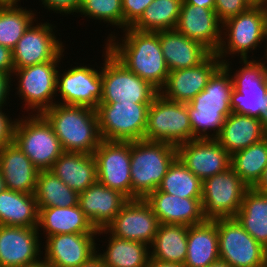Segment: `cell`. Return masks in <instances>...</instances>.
<instances>
[{
    "label": "cell",
    "instance_id": "cell-33",
    "mask_svg": "<svg viewBox=\"0 0 267 267\" xmlns=\"http://www.w3.org/2000/svg\"><path fill=\"white\" fill-rule=\"evenodd\" d=\"M235 218L245 231L267 249V194L249 188Z\"/></svg>",
    "mask_w": 267,
    "mask_h": 267
},
{
    "label": "cell",
    "instance_id": "cell-34",
    "mask_svg": "<svg viewBox=\"0 0 267 267\" xmlns=\"http://www.w3.org/2000/svg\"><path fill=\"white\" fill-rule=\"evenodd\" d=\"M106 250H98L105 267H147L149 246L143 242L121 239L108 234Z\"/></svg>",
    "mask_w": 267,
    "mask_h": 267
},
{
    "label": "cell",
    "instance_id": "cell-17",
    "mask_svg": "<svg viewBox=\"0 0 267 267\" xmlns=\"http://www.w3.org/2000/svg\"><path fill=\"white\" fill-rule=\"evenodd\" d=\"M93 156L97 181L131 200L130 142L102 140Z\"/></svg>",
    "mask_w": 267,
    "mask_h": 267
},
{
    "label": "cell",
    "instance_id": "cell-14",
    "mask_svg": "<svg viewBox=\"0 0 267 267\" xmlns=\"http://www.w3.org/2000/svg\"><path fill=\"white\" fill-rule=\"evenodd\" d=\"M36 22L31 23L12 50L14 69L64 58L65 46L55 36L56 26L49 21Z\"/></svg>",
    "mask_w": 267,
    "mask_h": 267
},
{
    "label": "cell",
    "instance_id": "cell-22",
    "mask_svg": "<svg viewBox=\"0 0 267 267\" xmlns=\"http://www.w3.org/2000/svg\"><path fill=\"white\" fill-rule=\"evenodd\" d=\"M175 30L216 53L221 43L222 22L215 10L182 4Z\"/></svg>",
    "mask_w": 267,
    "mask_h": 267
},
{
    "label": "cell",
    "instance_id": "cell-46",
    "mask_svg": "<svg viewBox=\"0 0 267 267\" xmlns=\"http://www.w3.org/2000/svg\"><path fill=\"white\" fill-rule=\"evenodd\" d=\"M14 71L12 50L0 45V72H6L12 76Z\"/></svg>",
    "mask_w": 267,
    "mask_h": 267
},
{
    "label": "cell",
    "instance_id": "cell-9",
    "mask_svg": "<svg viewBox=\"0 0 267 267\" xmlns=\"http://www.w3.org/2000/svg\"><path fill=\"white\" fill-rule=\"evenodd\" d=\"M61 59L43 62L21 69H14L12 76L17 79V94L23 101V109L29 114H41L57 101L56 83L58 65ZM15 75V76H14ZM18 77V78H17ZM26 108V109H25ZM35 111V112H34ZM34 112V113H33Z\"/></svg>",
    "mask_w": 267,
    "mask_h": 267
},
{
    "label": "cell",
    "instance_id": "cell-58",
    "mask_svg": "<svg viewBox=\"0 0 267 267\" xmlns=\"http://www.w3.org/2000/svg\"><path fill=\"white\" fill-rule=\"evenodd\" d=\"M263 9L267 12V0L264 2Z\"/></svg>",
    "mask_w": 267,
    "mask_h": 267
},
{
    "label": "cell",
    "instance_id": "cell-44",
    "mask_svg": "<svg viewBox=\"0 0 267 267\" xmlns=\"http://www.w3.org/2000/svg\"><path fill=\"white\" fill-rule=\"evenodd\" d=\"M4 109L0 108V148L13 141L16 123V119H12L5 111L3 112Z\"/></svg>",
    "mask_w": 267,
    "mask_h": 267
},
{
    "label": "cell",
    "instance_id": "cell-4",
    "mask_svg": "<svg viewBox=\"0 0 267 267\" xmlns=\"http://www.w3.org/2000/svg\"><path fill=\"white\" fill-rule=\"evenodd\" d=\"M131 200L144 199L157 190L177 158L176 146L165 142H130Z\"/></svg>",
    "mask_w": 267,
    "mask_h": 267
},
{
    "label": "cell",
    "instance_id": "cell-32",
    "mask_svg": "<svg viewBox=\"0 0 267 267\" xmlns=\"http://www.w3.org/2000/svg\"><path fill=\"white\" fill-rule=\"evenodd\" d=\"M188 228L189 226L185 225L160 224L149 246L150 258L184 265L187 255Z\"/></svg>",
    "mask_w": 267,
    "mask_h": 267
},
{
    "label": "cell",
    "instance_id": "cell-16",
    "mask_svg": "<svg viewBox=\"0 0 267 267\" xmlns=\"http://www.w3.org/2000/svg\"><path fill=\"white\" fill-rule=\"evenodd\" d=\"M87 65L74 66L61 73L58 69L56 96L59 104L81 105L96 109L102 99L101 70ZM60 72V73H59ZM59 94V95H58Z\"/></svg>",
    "mask_w": 267,
    "mask_h": 267
},
{
    "label": "cell",
    "instance_id": "cell-27",
    "mask_svg": "<svg viewBox=\"0 0 267 267\" xmlns=\"http://www.w3.org/2000/svg\"><path fill=\"white\" fill-rule=\"evenodd\" d=\"M267 136L258 118L232 112L215 140L232 156Z\"/></svg>",
    "mask_w": 267,
    "mask_h": 267
},
{
    "label": "cell",
    "instance_id": "cell-55",
    "mask_svg": "<svg viewBox=\"0 0 267 267\" xmlns=\"http://www.w3.org/2000/svg\"><path fill=\"white\" fill-rule=\"evenodd\" d=\"M207 267H231L228 263H226L225 261L219 259L217 261H215L214 263L208 265Z\"/></svg>",
    "mask_w": 267,
    "mask_h": 267
},
{
    "label": "cell",
    "instance_id": "cell-10",
    "mask_svg": "<svg viewBox=\"0 0 267 267\" xmlns=\"http://www.w3.org/2000/svg\"><path fill=\"white\" fill-rule=\"evenodd\" d=\"M151 103L99 104L96 113L102 140L134 142L144 140Z\"/></svg>",
    "mask_w": 267,
    "mask_h": 267
},
{
    "label": "cell",
    "instance_id": "cell-24",
    "mask_svg": "<svg viewBox=\"0 0 267 267\" xmlns=\"http://www.w3.org/2000/svg\"><path fill=\"white\" fill-rule=\"evenodd\" d=\"M128 199L96 181L79 193V206L95 229H105Z\"/></svg>",
    "mask_w": 267,
    "mask_h": 267
},
{
    "label": "cell",
    "instance_id": "cell-36",
    "mask_svg": "<svg viewBox=\"0 0 267 267\" xmlns=\"http://www.w3.org/2000/svg\"><path fill=\"white\" fill-rule=\"evenodd\" d=\"M267 165V136L231 156V167L241 180L254 188Z\"/></svg>",
    "mask_w": 267,
    "mask_h": 267
},
{
    "label": "cell",
    "instance_id": "cell-41",
    "mask_svg": "<svg viewBox=\"0 0 267 267\" xmlns=\"http://www.w3.org/2000/svg\"><path fill=\"white\" fill-rule=\"evenodd\" d=\"M153 0H122L123 30L131 27Z\"/></svg>",
    "mask_w": 267,
    "mask_h": 267
},
{
    "label": "cell",
    "instance_id": "cell-15",
    "mask_svg": "<svg viewBox=\"0 0 267 267\" xmlns=\"http://www.w3.org/2000/svg\"><path fill=\"white\" fill-rule=\"evenodd\" d=\"M159 226L160 222L150 205L145 199L138 198L128 200L106 228L97 231V236L111 234L150 246Z\"/></svg>",
    "mask_w": 267,
    "mask_h": 267
},
{
    "label": "cell",
    "instance_id": "cell-53",
    "mask_svg": "<svg viewBox=\"0 0 267 267\" xmlns=\"http://www.w3.org/2000/svg\"><path fill=\"white\" fill-rule=\"evenodd\" d=\"M250 7H262L265 0H245Z\"/></svg>",
    "mask_w": 267,
    "mask_h": 267
},
{
    "label": "cell",
    "instance_id": "cell-50",
    "mask_svg": "<svg viewBox=\"0 0 267 267\" xmlns=\"http://www.w3.org/2000/svg\"><path fill=\"white\" fill-rule=\"evenodd\" d=\"M79 267H105L102 258L96 253L87 262L83 263Z\"/></svg>",
    "mask_w": 267,
    "mask_h": 267
},
{
    "label": "cell",
    "instance_id": "cell-2",
    "mask_svg": "<svg viewBox=\"0 0 267 267\" xmlns=\"http://www.w3.org/2000/svg\"><path fill=\"white\" fill-rule=\"evenodd\" d=\"M232 91L231 75L221 65L210 77L204 90L187 103L192 140L215 139L220 134L225 118L232 113ZM212 131L214 134L210 133Z\"/></svg>",
    "mask_w": 267,
    "mask_h": 267
},
{
    "label": "cell",
    "instance_id": "cell-54",
    "mask_svg": "<svg viewBox=\"0 0 267 267\" xmlns=\"http://www.w3.org/2000/svg\"><path fill=\"white\" fill-rule=\"evenodd\" d=\"M23 267H51L46 261H44L43 259H40L38 262L30 264V265H26Z\"/></svg>",
    "mask_w": 267,
    "mask_h": 267
},
{
    "label": "cell",
    "instance_id": "cell-20",
    "mask_svg": "<svg viewBox=\"0 0 267 267\" xmlns=\"http://www.w3.org/2000/svg\"><path fill=\"white\" fill-rule=\"evenodd\" d=\"M96 238L97 233H66L44 237L42 259L51 267H79L97 253Z\"/></svg>",
    "mask_w": 267,
    "mask_h": 267
},
{
    "label": "cell",
    "instance_id": "cell-40",
    "mask_svg": "<svg viewBox=\"0 0 267 267\" xmlns=\"http://www.w3.org/2000/svg\"><path fill=\"white\" fill-rule=\"evenodd\" d=\"M77 13L123 30L122 0H81Z\"/></svg>",
    "mask_w": 267,
    "mask_h": 267
},
{
    "label": "cell",
    "instance_id": "cell-31",
    "mask_svg": "<svg viewBox=\"0 0 267 267\" xmlns=\"http://www.w3.org/2000/svg\"><path fill=\"white\" fill-rule=\"evenodd\" d=\"M39 208L34 194L9 189L0 193V225L38 227Z\"/></svg>",
    "mask_w": 267,
    "mask_h": 267
},
{
    "label": "cell",
    "instance_id": "cell-1",
    "mask_svg": "<svg viewBox=\"0 0 267 267\" xmlns=\"http://www.w3.org/2000/svg\"><path fill=\"white\" fill-rule=\"evenodd\" d=\"M121 33H124L122 38L117 37L118 33H110L105 39L109 52L128 70L160 90L170 71L162 53L159 32L128 27Z\"/></svg>",
    "mask_w": 267,
    "mask_h": 267
},
{
    "label": "cell",
    "instance_id": "cell-48",
    "mask_svg": "<svg viewBox=\"0 0 267 267\" xmlns=\"http://www.w3.org/2000/svg\"><path fill=\"white\" fill-rule=\"evenodd\" d=\"M147 267H185V266L182 264H178V263L155 260L154 258L149 257Z\"/></svg>",
    "mask_w": 267,
    "mask_h": 267
},
{
    "label": "cell",
    "instance_id": "cell-29",
    "mask_svg": "<svg viewBox=\"0 0 267 267\" xmlns=\"http://www.w3.org/2000/svg\"><path fill=\"white\" fill-rule=\"evenodd\" d=\"M50 171L78 193L97 181L96 161L93 154L63 152Z\"/></svg>",
    "mask_w": 267,
    "mask_h": 267
},
{
    "label": "cell",
    "instance_id": "cell-7",
    "mask_svg": "<svg viewBox=\"0 0 267 267\" xmlns=\"http://www.w3.org/2000/svg\"><path fill=\"white\" fill-rule=\"evenodd\" d=\"M101 68L103 81L102 99L99 104L151 103L159 90L150 82L128 70L105 46Z\"/></svg>",
    "mask_w": 267,
    "mask_h": 267
},
{
    "label": "cell",
    "instance_id": "cell-8",
    "mask_svg": "<svg viewBox=\"0 0 267 267\" xmlns=\"http://www.w3.org/2000/svg\"><path fill=\"white\" fill-rule=\"evenodd\" d=\"M144 140L178 146L192 140L187 103L164 98L160 93L148 108Z\"/></svg>",
    "mask_w": 267,
    "mask_h": 267
},
{
    "label": "cell",
    "instance_id": "cell-42",
    "mask_svg": "<svg viewBox=\"0 0 267 267\" xmlns=\"http://www.w3.org/2000/svg\"><path fill=\"white\" fill-rule=\"evenodd\" d=\"M249 8L245 0H215V12L222 23Z\"/></svg>",
    "mask_w": 267,
    "mask_h": 267
},
{
    "label": "cell",
    "instance_id": "cell-18",
    "mask_svg": "<svg viewBox=\"0 0 267 267\" xmlns=\"http://www.w3.org/2000/svg\"><path fill=\"white\" fill-rule=\"evenodd\" d=\"M176 148L179 160L201 181L231 167V155L215 139H195Z\"/></svg>",
    "mask_w": 267,
    "mask_h": 267
},
{
    "label": "cell",
    "instance_id": "cell-23",
    "mask_svg": "<svg viewBox=\"0 0 267 267\" xmlns=\"http://www.w3.org/2000/svg\"><path fill=\"white\" fill-rule=\"evenodd\" d=\"M144 199L160 224L192 226L206 220L203 216L201 198H182L157 189Z\"/></svg>",
    "mask_w": 267,
    "mask_h": 267
},
{
    "label": "cell",
    "instance_id": "cell-12",
    "mask_svg": "<svg viewBox=\"0 0 267 267\" xmlns=\"http://www.w3.org/2000/svg\"><path fill=\"white\" fill-rule=\"evenodd\" d=\"M248 189L232 167L203 180L201 204L204 218L235 217Z\"/></svg>",
    "mask_w": 267,
    "mask_h": 267
},
{
    "label": "cell",
    "instance_id": "cell-28",
    "mask_svg": "<svg viewBox=\"0 0 267 267\" xmlns=\"http://www.w3.org/2000/svg\"><path fill=\"white\" fill-rule=\"evenodd\" d=\"M37 228L38 231H43V233L39 234H44L45 237L66 233H97L98 231L85 216L79 205L39 208Z\"/></svg>",
    "mask_w": 267,
    "mask_h": 267
},
{
    "label": "cell",
    "instance_id": "cell-19",
    "mask_svg": "<svg viewBox=\"0 0 267 267\" xmlns=\"http://www.w3.org/2000/svg\"><path fill=\"white\" fill-rule=\"evenodd\" d=\"M39 238L37 227L0 225V267H23L38 262L43 254Z\"/></svg>",
    "mask_w": 267,
    "mask_h": 267
},
{
    "label": "cell",
    "instance_id": "cell-6",
    "mask_svg": "<svg viewBox=\"0 0 267 267\" xmlns=\"http://www.w3.org/2000/svg\"><path fill=\"white\" fill-rule=\"evenodd\" d=\"M13 141L39 170H50L64 152L53 128L41 114L16 118Z\"/></svg>",
    "mask_w": 267,
    "mask_h": 267
},
{
    "label": "cell",
    "instance_id": "cell-11",
    "mask_svg": "<svg viewBox=\"0 0 267 267\" xmlns=\"http://www.w3.org/2000/svg\"><path fill=\"white\" fill-rule=\"evenodd\" d=\"M264 16L265 10L262 7H250L222 23L221 43L215 53L222 63L231 55L233 58L239 56L240 60L249 59L248 53L257 47L260 48L264 43L262 33Z\"/></svg>",
    "mask_w": 267,
    "mask_h": 267
},
{
    "label": "cell",
    "instance_id": "cell-39",
    "mask_svg": "<svg viewBox=\"0 0 267 267\" xmlns=\"http://www.w3.org/2000/svg\"><path fill=\"white\" fill-rule=\"evenodd\" d=\"M157 189L182 198H201L202 181L177 157Z\"/></svg>",
    "mask_w": 267,
    "mask_h": 267
},
{
    "label": "cell",
    "instance_id": "cell-26",
    "mask_svg": "<svg viewBox=\"0 0 267 267\" xmlns=\"http://www.w3.org/2000/svg\"><path fill=\"white\" fill-rule=\"evenodd\" d=\"M159 38L169 71L197 66L212 53L200 42L189 39L175 29L159 31Z\"/></svg>",
    "mask_w": 267,
    "mask_h": 267
},
{
    "label": "cell",
    "instance_id": "cell-21",
    "mask_svg": "<svg viewBox=\"0 0 267 267\" xmlns=\"http://www.w3.org/2000/svg\"><path fill=\"white\" fill-rule=\"evenodd\" d=\"M221 65V59L211 53L197 66L170 71L159 93L168 100L189 103L204 90L210 77Z\"/></svg>",
    "mask_w": 267,
    "mask_h": 267
},
{
    "label": "cell",
    "instance_id": "cell-51",
    "mask_svg": "<svg viewBox=\"0 0 267 267\" xmlns=\"http://www.w3.org/2000/svg\"><path fill=\"white\" fill-rule=\"evenodd\" d=\"M263 42L265 40V44H266V49H265V52H264V57L267 61V12L265 11V16H264V19H263Z\"/></svg>",
    "mask_w": 267,
    "mask_h": 267
},
{
    "label": "cell",
    "instance_id": "cell-45",
    "mask_svg": "<svg viewBox=\"0 0 267 267\" xmlns=\"http://www.w3.org/2000/svg\"><path fill=\"white\" fill-rule=\"evenodd\" d=\"M11 77L12 76L6 72H0V108H4L7 103H9L10 88L13 86V84H11L13 78Z\"/></svg>",
    "mask_w": 267,
    "mask_h": 267
},
{
    "label": "cell",
    "instance_id": "cell-52",
    "mask_svg": "<svg viewBox=\"0 0 267 267\" xmlns=\"http://www.w3.org/2000/svg\"><path fill=\"white\" fill-rule=\"evenodd\" d=\"M266 100H267V93H266ZM259 120L261 122L262 127L267 131V107L266 110L261 113Z\"/></svg>",
    "mask_w": 267,
    "mask_h": 267
},
{
    "label": "cell",
    "instance_id": "cell-56",
    "mask_svg": "<svg viewBox=\"0 0 267 267\" xmlns=\"http://www.w3.org/2000/svg\"><path fill=\"white\" fill-rule=\"evenodd\" d=\"M20 0H0V5H18Z\"/></svg>",
    "mask_w": 267,
    "mask_h": 267
},
{
    "label": "cell",
    "instance_id": "cell-3",
    "mask_svg": "<svg viewBox=\"0 0 267 267\" xmlns=\"http://www.w3.org/2000/svg\"><path fill=\"white\" fill-rule=\"evenodd\" d=\"M41 115L53 128L64 152L93 154L102 141L97 113L91 107L55 103Z\"/></svg>",
    "mask_w": 267,
    "mask_h": 267
},
{
    "label": "cell",
    "instance_id": "cell-13",
    "mask_svg": "<svg viewBox=\"0 0 267 267\" xmlns=\"http://www.w3.org/2000/svg\"><path fill=\"white\" fill-rule=\"evenodd\" d=\"M221 260L231 267H267V249L235 217L215 219Z\"/></svg>",
    "mask_w": 267,
    "mask_h": 267
},
{
    "label": "cell",
    "instance_id": "cell-57",
    "mask_svg": "<svg viewBox=\"0 0 267 267\" xmlns=\"http://www.w3.org/2000/svg\"><path fill=\"white\" fill-rule=\"evenodd\" d=\"M6 189L5 181L3 179L2 174L0 173V193L3 192Z\"/></svg>",
    "mask_w": 267,
    "mask_h": 267
},
{
    "label": "cell",
    "instance_id": "cell-35",
    "mask_svg": "<svg viewBox=\"0 0 267 267\" xmlns=\"http://www.w3.org/2000/svg\"><path fill=\"white\" fill-rule=\"evenodd\" d=\"M34 195L38 208L79 205V193L71 189L50 170L38 172Z\"/></svg>",
    "mask_w": 267,
    "mask_h": 267
},
{
    "label": "cell",
    "instance_id": "cell-37",
    "mask_svg": "<svg viewBox=\"0 0 267 267\" xmlns=\"http://www.w3.org/2000/svg\"><path fill=\"white\" fill-rule=\"evenodd\" d=\"M182 2V0H153L131 28L147 32L175 29Z\"/></svg>",
    "mask_w": 267,
    "mask_h": 267
},
{
    "label": "cell",
    "instance_id": "cell-25",
    "mask_svg": "<svg viewBox=\"0 0 267 267\" xmlns=\"http://www.w3.org/2000/svg\"><path fill=\"white\" fill-rule=\"evenodd\" d=\"M38 172L14 141L0 148V173L6 189L34 194Z\"/></svg>",
    "mask_w": 267,
    "mask_h": 267
},
{
    "label": "cell",
    "instance_id": "cell-5",
    "mask_svg": "<svg viewBox=\"0 0 267 267\" xmlns=\"http://www.w3.org/2000/svg\"><path fill=\"white\" fill-rule=\"evenodd\" d=\"M241 59L242 67L232 74L230 58L222 63L233 82L230 107L232 112L258 118L266 110L267 61ZM244 65V66H243Z\"/></svg>",
    "mask_w": 267,
    "mask_h": 267
},
{
    "label": "cell",
    "instance_id": "cell-47",
    "mask_svg": "<svg viewBox=\"0 0 267 267\" xmlns=\"http://www.w3.org/2000/svg\"><path fill=\"white\" fill-rule=\"evenodd\" d=\"M182 4H191L215 10V0H182Z\"/></svg>",
    "mask_w": 267,
    "mask_h": 267
},
{
    "label": "cell",
    "instance_id": "cell-30",
    "mask_svg": "<svg viewBox=\"0 0 267 267\" xmlns=\"http://www.w3.org/2000/svg\"><path fill=\"white\" fill-rule=\"evenodd\" d=\"M218 231L215 220L189 226L185 267H207L219 260Z\"/></svg>",
    "mask_w": 267,
    "mask_h": 267
},
{
    "label": "cell",
    "instance_id": "cell-38",
    "mask_svg": "<svg viewBox=\"0 0 267 267\" xmlns=\"http://www.w3.org/2000/svg\"><path fill=\"white\" fill-rule=\"evenodd\" d=\"M25 8V9H23ZM34 11L19 5H0V45L13 50L31 23Z\"/></svg>",
    "mask_w": 267,
    "mask_h": 267
},
{
    "label": "cell",
    "instance_id": "cell-43",
    "mask_svg": "<svg viewBox=\"0 0 267 267\" xmlns=\"http://www.w3.org/2000/svg\"><path fill=\"white\" fill-rule=\"evenodd\" d=\"M45 9L60 13L61 15H73L78 12L81 0H39ZM47 7V8H46Z\"/></svg>",
    "mask_w": 267,
    "mask_h": 267
},
{
    "label": "cell",
    "instance_id": "cell-49",
    "mask_svg": "<svg viewBox=\"0 0 267 267\" xmlns=\"http://www.w3.org/2000/svg\"><path fill=\"white\" fill-rule=\"evenodd\" d=\"M254 189L262 194H267V165L264 169L263 175Z\"/></svg>",
    "mask_w": 267,
    "mask_h": 267
}]
</instances>
